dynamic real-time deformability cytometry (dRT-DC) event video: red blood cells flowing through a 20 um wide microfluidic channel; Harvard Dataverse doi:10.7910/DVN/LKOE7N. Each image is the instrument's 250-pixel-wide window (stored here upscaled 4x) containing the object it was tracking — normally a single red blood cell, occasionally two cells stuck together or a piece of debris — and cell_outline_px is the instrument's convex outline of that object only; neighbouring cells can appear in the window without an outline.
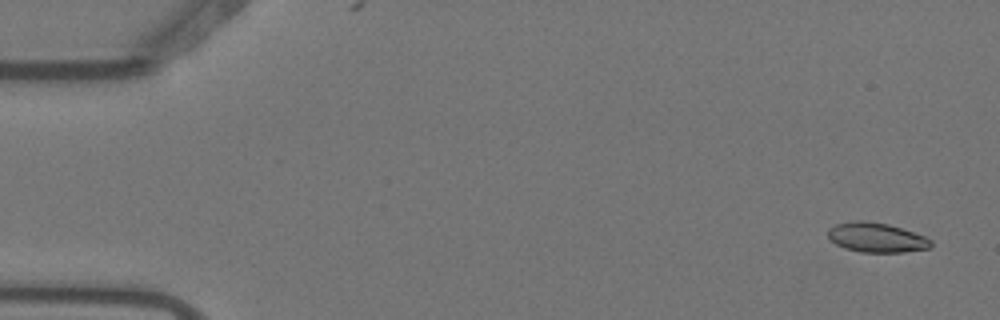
{"species": "Egyptian fruit bat (a non-hibernating species)", "species_latin": "Rousettus aegyptiacus", "temperature_condition": "warm", "stored_images_in_passage": 5, "camera_frame_rate_fps": 3000, "um_per_image_px": 0.085, "animal": {"sex": "female"}, "frame": {"image": 1, "passage_image": 1, "time_ms": 0.0, "image_size_px": [1000, 320], "cell_outline_px": [[932, 244], [928, 248], [904, 252], [860, 252], [844, 248], [828, 240], [828, 228], [836, 224], [852, 220], [864, 220], [888, 224], [924, 236], [932, 240]], "centroid_in_image_um": [74.44, 20.18], "position_along_channel_um": 10.6, "area_um2": 17.8}}